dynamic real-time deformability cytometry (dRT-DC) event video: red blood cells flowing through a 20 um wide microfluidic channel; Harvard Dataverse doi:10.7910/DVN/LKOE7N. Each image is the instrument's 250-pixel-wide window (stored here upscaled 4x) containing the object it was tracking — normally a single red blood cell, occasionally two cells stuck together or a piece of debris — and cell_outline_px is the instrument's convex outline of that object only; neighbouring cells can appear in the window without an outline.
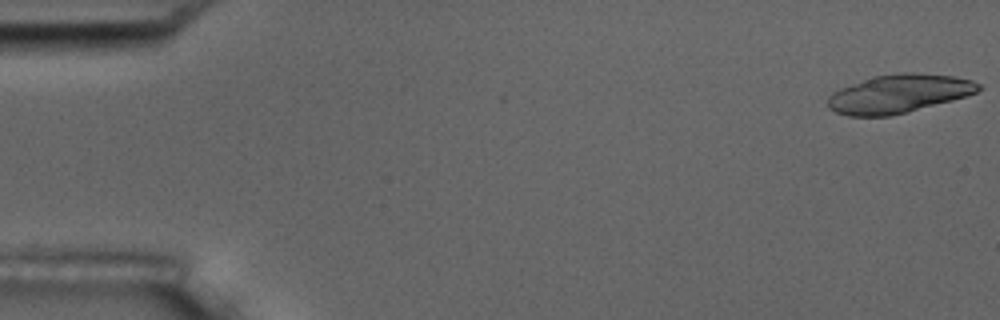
{"species": "common noctule bat (a hibernating species)", "species_latin": "Nyctalus noctula", "temperature_condition": "room temperature", "stored_images_in_passage": 6, "camera_frame_rate_fps": 3000, "um_per_image_px": 0.085, "animal": {"sex": "male", "body_mass_g": 17.5, "forearm_length_mm": 52.3}, "frame": {"image": 1, "passage_image": 1, "time_ms": 0.0, "image_size_px": [1000, 320], "cell_outline_px": [[984, 88], [976, 92], [952, 100], [892, 116], [848, 116], [836, 112], [828, 108], [828, 96], [832, 92], [840, 88], [876, 76], [900, 72], [916, 72], [952, 76], [972, 80], [980, 84]], "centroid_in_image_um": [76.39, 7.97], "position_along_channel_um": 8.6, "area_um2": 33.64}}